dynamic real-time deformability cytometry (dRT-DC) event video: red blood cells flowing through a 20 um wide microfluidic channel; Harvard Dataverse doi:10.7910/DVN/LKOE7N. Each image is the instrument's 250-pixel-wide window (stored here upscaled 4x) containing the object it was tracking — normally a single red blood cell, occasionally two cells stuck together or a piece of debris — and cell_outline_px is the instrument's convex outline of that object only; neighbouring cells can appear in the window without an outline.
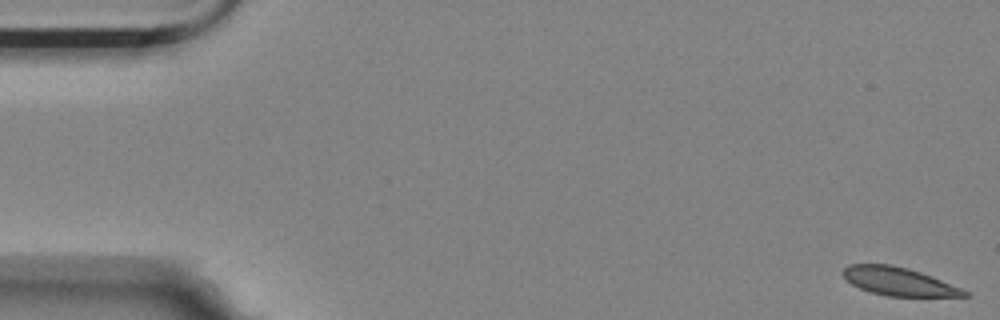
{"species": "Egyptian fruit bat (a non-hibernating species)", "species_latin": "Rousettus aegyptiacus", "temperature_condition": "room temperature", "stored_images_in_passage": 14, "camera_frame_rate_fps": 3000, "um_per_image_px": 0.085, "animal": {"sex": "female"}, "frame": {"image": 1, "passage_image": 1, "time_ms": 0.0, "image_size_px": [1000, 320], "cell_outline_px": [[972, 296], [888, 296], [872, 292], [860, 288], [852, 284], [840, 272], [848, 264], [892, 264], [908, 268], [932, 276], [960, 288], [968, 292]], "centroid_in_image_um": [76.37, 23.91], "position_along_channel_um": 8.6, "area_um2": 19.77}}